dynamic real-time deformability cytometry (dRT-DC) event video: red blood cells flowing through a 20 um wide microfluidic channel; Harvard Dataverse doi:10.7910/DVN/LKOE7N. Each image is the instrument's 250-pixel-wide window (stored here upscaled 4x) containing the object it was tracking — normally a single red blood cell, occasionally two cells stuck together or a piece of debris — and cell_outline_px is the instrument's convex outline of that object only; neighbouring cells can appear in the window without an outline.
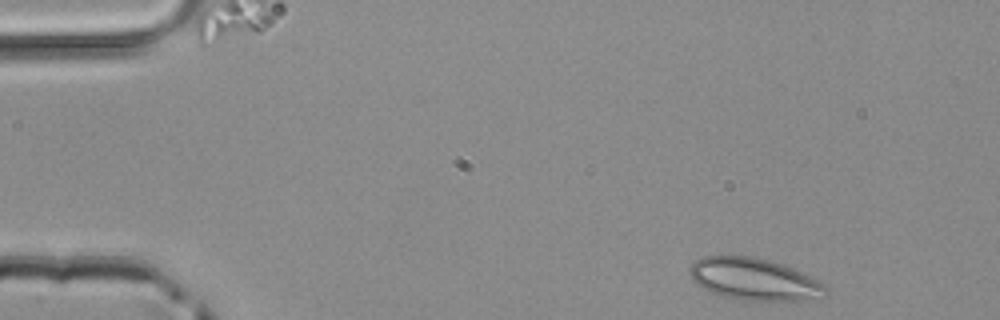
{"species": "common noctule bat (a hibernating species)", "species_latin": "Nyctalus noctula", "temperature_condition": "room temperature", "stored_images_in_passage": 44, "camera_frame_rate_fps": 3000, "um_per_image_px": 0.085, "animal": {"sex": "male", "body_mass_g": 20.4}, "frame": {"image": 1, "passage_image": 1, "time_ms": 0.0, "image_size_px": [1000, 320], "cell_outline_px": [[828, 296], [804, 300], [760, 304], [740, 300], [708, 292], [696, 284], [692, 280], [688, 272], [688, 268], [696, 260], [704, 256], [752, 256], [772, 260], [792, 268], [824, 284], [828, 288]], "centroid_in_image_um": [64.11, 23.78], "position_along_channel_um": 20.9, "area_um2": 34.39}}
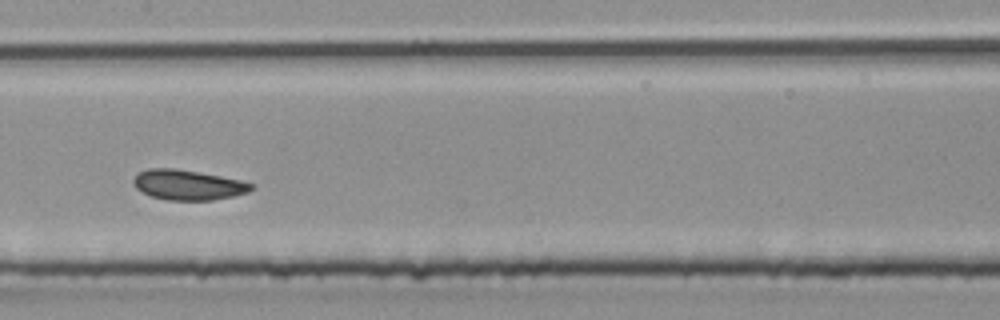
{"frame": {"image": 2, "passage_image": 20, "time_ms": 6.333, "image_size_px": [1000, 320], "cell_outline_px": [[256, 188], [248, 192], [232, 196], [212, 200], [168, 200], [152, 196], [136, 188], [132, 184], [132, 180], [140, 172], [148, 168], [172, 168], [200, 172], [240, 180], [252, 184]], "centroid_in_image_um": [15.98, 15.71], "position_along_channel_um": 191.4, "area_um2": 20.52}}
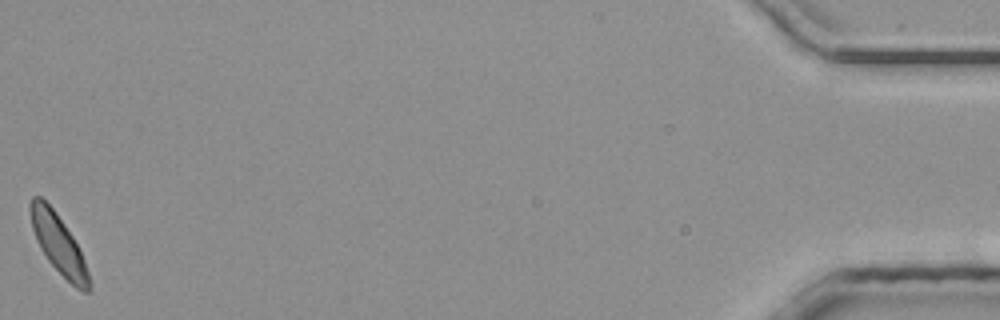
{"frame": {"image": 3, "passage_image": 44, "time_ms": 14.333, "image_size_px": [1000, 320], "cell_outline_px": [[92, 288], [88, 292], [84, 292], [76, 288], [48, 260], [40, 248], [36, 240], [32, 228], [28, 208], [28, 204], [32, 196], [40, 196], [52, 208], [64, 224], [72, 236], [84, 260], [88, 272]], "centroid_in_image_um": [4.94, 20.72], "position_along_channel_um": 430.3, "area_um2": 19.88}}